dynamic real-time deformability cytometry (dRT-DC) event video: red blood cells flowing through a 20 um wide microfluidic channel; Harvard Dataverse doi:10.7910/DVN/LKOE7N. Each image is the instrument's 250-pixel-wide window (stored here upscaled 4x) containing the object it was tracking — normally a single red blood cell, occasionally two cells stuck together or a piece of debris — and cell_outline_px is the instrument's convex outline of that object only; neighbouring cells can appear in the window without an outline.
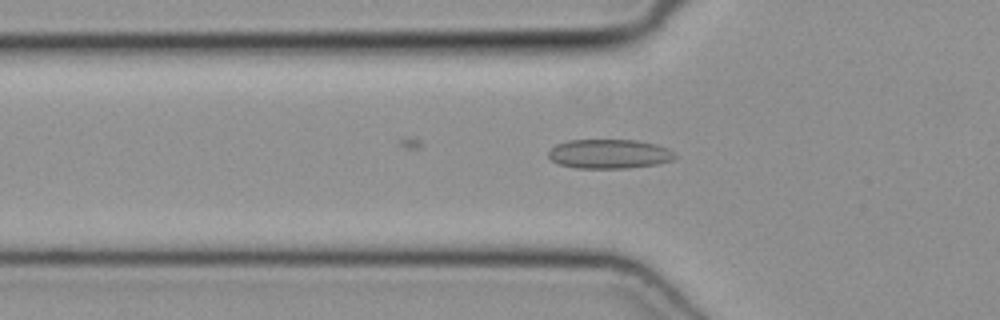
{"species": "common noctule bat (a hibernating species)", "species_latin": "Nyctalus noctula", "temperature_condition": "cold", "stored_images_in_passage": 18, "camera_frame_rate_fps": 3000, "um_per_image_px": 0.085, "animal": {"sex": "female", "body_mass_g": 19.3, "forearm_length_mm": 54.1}, "frame": {"image": 1, "passage_image": 10, "time_ms": 3.0, "image_size_px": [1000, 320], "cell_outline_px": [[676, 156], [672, 160], [656, 164], [628, 168], [576, 168], [560, 164], [552, 160], [548, 156], [548, 152], [556, 144], [568, 140], [636, 140], [656, 144], [668, 148]], "centroid_in_image_um": [51.77, 13.08], "position_along_channel_um": 74.0, "area_um2": 21.5}}
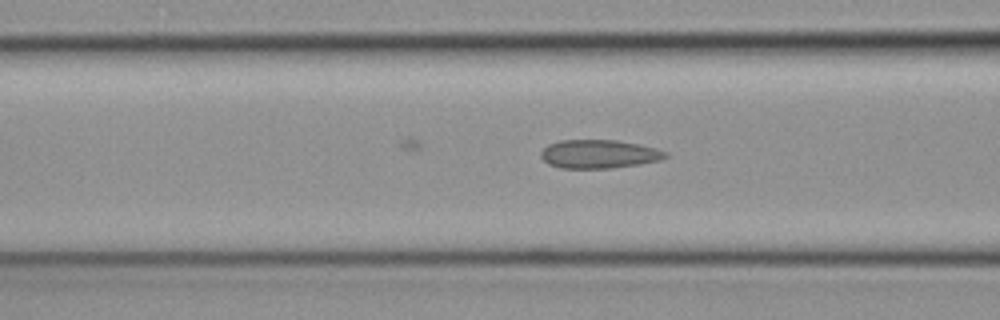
{"frame": {"image": 2, "passage_image": 13, "time_ms": 4.0, "image_size_px": [1000, 320], "cell_outline_px": [[668, 156], [660, 160], [640, 164], [612, 168], [560, 168], [548, 164], [540, 156], [540, 152], [548, 144], [560, 140], [616, 140], [640, 144], [656, 148], [668, 152]], "centroid_in_image_um": [50.92, 13.09], "position_along_channel_um": 115.7, "area_um2": 20.87}}
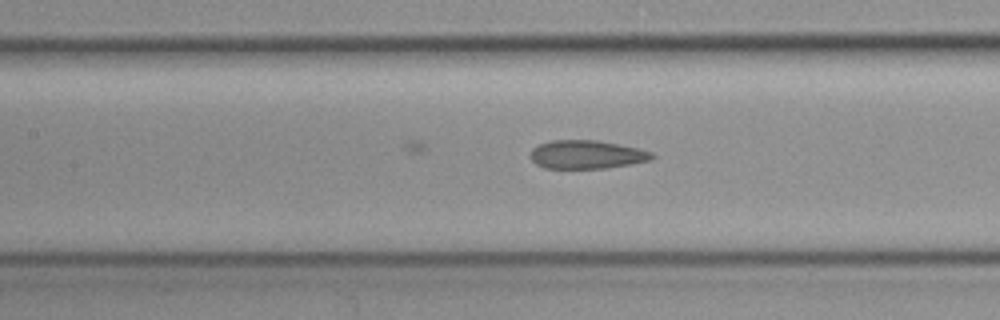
{"frame": {"image": 3, "passage_image": 16, "time_ms": 5.0, "image_size_px": [1000, 320], "cell_outline_px": [[656, 156], [652, 160], [632, 164], [608, 168], [544, 168], [536, 164], [528, 156], [532, 148], [540, 144], [552, 140], [596, 140], [636, 148], [652, 152]], "centroid_in_image_um": [49.85, 13.14], "position_along_channel_um": 157.5, "area_um2": 20.23}}